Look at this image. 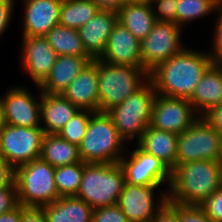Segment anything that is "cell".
I'll return each mask as SVG.
<instances>
[{
  "instance_id": "cell-38",
  "label": "cell",
  "mask_w": 222,
  "mask_h": 222,
  "mask_svg": "<svg viewBox=\"0 0 222 222\" xmlns=\"http://www.w3.org/2000/svg\"><path fill=\"white\" fill-rule=\"evenodd\" d=\"M180 222H211L200 206L180 204Z\"/></svg>"
},
{
  "instance_id": "cell-2",
  "label": "cell",
  "mask_w": 222,
  "mask_h": 222,
  "mask_svg": "<svg viewBox=\"0 0 222 222\" xmlns=\"http://www.w3.org/2000/svg\"><path fill=\"white\" fill-rule=\"evenodd\" d=\"M222 187V161L198 160L171 170L168 201L181 205L202 204Z\"/></svg>"
},
{
  "instance_id": "cell-41",
  "label": "cell",
  "mask_w": 222,
  "mask_h": 222,
  "mask_svg": "<svg viewBox=\"0 0 222 222\" xmlns=\"http://www.w3.org/2000/svg\"><path fill=\"white\" fill-rule=\"evenodd\" d=\"M15 179V169L0 156V188L10 186Z\"/></svg>"
},
{
  "instance_id": "cell-42",
  "label": "cell",
  "mask_w": 222,
  "mask_h": 222,
  "mask_svg": "<svg viewBox=\"0 0 222 222\" xmlns=\"http://www.w3.org/2000/svg\"><path fill=\"white\" fill-rule=\"evenodd\" d=\"M203 117L214 129L222 134V104L212 108Z\"/></svg>"
},
{
  "instance_id": "cell-18",
  "label": "cell",
  "mask_w": 222,
  "mask_h": 222,
  "mask_svg": "<svg viewBox=\"0 0 222 222\" xmlns=\"http://www.w3.org/2000/svg\"><path fill=\"white\" fill-rule=\"evenodd\" d=\"M97 59L90 61L61 95L80 110L99 112Z\"/></svg>"
},
{
  "instance_id": "cell-23",
  "label": "cell",
  "mask_w": 222,
  "mask_h": 222,
  "mask_svg": "<svg viewBox=\"0 0 222 222\" xmlns=\"http://www.w3.org/2000/svg\"><path fill=\"white\" fill-rule=\"evenodd\" d=\"M177 136V134L148 126L135 145L159 158L172 170L177 161Z\"/></svg>"
},
{
  "instance_id": "cell-30",
  "label": "cell",
  "mask_w": 222,
  "mask_h": 222,
  "mask_svg": "<svg viewBox=\"0 0 222 222\" xmlns=\"http://www.w3.org/2000/svg\"><path fill=\"white\" fill-rule=\"evenodd\" d=\"M84 162H77L55 168L54 180L59 195L72 196L79 191Z\"/></svg>"
},
{
  "instance_id": "cell-11",
  "label": "cell",
  "mask_w": 222,
  "mask_h": 222,
  "mask_svg": "<svg viewBox=\"0 0 222 222\" xmlns=\"http://www.w3.org/2000/svg\"><path fill=\"white\" fill-rule=\"evenodd\" d=\"M137 148L126 152L120 159L126 183L132 185H166L168 191L171 182V170L159 158ZM130 152V153H129ZM132 152V153H131ZM129 154V155H128Z\"/></svg>"
},
{
  "instance_id": "cell-3",
  "label": "cell",
  "mask_w": 222,
  "mask_h": 222,
  "mask_svg": "<svg viewBox=\"0 0 222 222\" xmlns=\"http://www.w3.org/2000/svg\"><path fill=\"white\" fill-rule=\"evenodd\" d=\"M107 112H94L82 139L79 156L84 163H119L127 147Z\"/></svg>"
},
{
  "instance_id": "cell-4",
  "label": "cell",
  "mask_w": 222,
  "mask_h": 222,
  "mask_svg": "<svg viewBox=\"0 0 222 222\" xmlns=\"http://www.w3.org/2000/svg\"><path fill=\"white\" fill-rule=\"evenodd\" d=\"M126 183L119 163H84L77 197L93 209L117 204Z\"/></svg>"
},
{
  "instance_id": "cell-24",
  "label": "cell",
  "mask_w": 222,
  "mask_h": 222,
  "mask_svg": "<svg viewBox=\"0 0 222 222\" xmlns=\"http://www.w3.org/2000/svg\"><path fill=\"white\" fill-rule=\"evenodd\" d=\"M42 208L47 222H92L94 210L76 195L62 196Z\"/></svg>"
},
{
  "instance_id": "cell-19",
  "label": "cell",
  "mask_w": 222,
  "mask_h": 222,
  "mask_svg": "<svg viewBox=\"0 0 222 222\" xmlns=\"http://www.w3.org/2000/svg\"><path fill=\"white\" fill-rule=\"evenodd\" d=\"M117 21V12L99 9L89 22L77 30L86 52L93 59L102 56Z\"/></svg>"
},
{
  "instance_id": "cell-37",
  "label": "cell",
  "mask_w": 222,
  "mask_h": 222,
  "mask_svg": "<svg viewBox=\"0 0 222 222\" xmlns=\"http://www.w3.org/2000/svg\"><path fill=\"white\" fill-rule=\"evenodd\" d=\"M150 222H180V204L167 200Z\"/></svg>"
},
{
  "instance_id": "cell-29",
  "label": "cell",
  "mask_w": 222,
  "mask_h": 222,
  "mask_svg": "<svg viewBox=\"0 0 222 222\" xmlns=\"http://www.w3.org/2000/svg\"><path fill=\"white\" fill-rule=\"evenodd\" d=\"M221 6L222 0H177L176 24L185 28L187 23L217 14Z\"/></svg>"
},
{
  "instance_id": "cell-7",
  "label": "cell",
  "mask_w": 222,
  "mask_h": 222,
  "mask_svg": "<svg viewBox=\"0 0 222 222\" xmlns=\"http://www.w3.org/2000/svg\"><path fill=\"white\" fill-rule=\"evenodd\" d=\"M155 96L156 92L153 83L149 79L121 104L107 111L120 137L126 144L133 140L138 141L146 131L150 123Z\"/></svg>"
},
{
  "instance_id": "cell-14",
  "label": "cell",
  "mask_w": 222,
  "mask_h": 222,
  "mask_svg": "<svg viewBox=\"0 0 222 222\" xmlns=\"http://www.w3.org/2000/svg\"><path fill=\"white\" fill-rule=\"evenodd\" d=\"M198 118L189 100L156 94L149 127L179 135Z\"/></svg>"
},
{
  "instance_id": "cell-21",
  "label": "cell",
  "mask_w": 222,
  "mask_h": 222,
  "mask_svg": "<svg viewBox=\"0 0 222 222\" xmlns=\"http://www.w3.org/2000/svg\"><path fill=\"white\" fill-rule=\"evenodd\" d=\"M92 60L91 56L58 55L48 77L39 86L41 92L61 94Z\"/></svg>"
},
{
  "instance_id": "cell-39",
  "label": "cell",
  "mask_w": 222,
  "mask_h": 222,
  "mask_svg": "<svg viewBox=\"0 0 222 222\" xmlns=\"http://www.w3.org/2000/svg\"><path fill=\"white\" fill-rule=\"evenodd\" d=\"M15 0H0V37L4 35L14 16ZM0 38V39H1Z\"/></svg>"
},
{
  "instance_id": "cell-34",
  "label": "cell",
  "mask_w": 222,
  "mask_h": 222,
  "mask_svg": "<svg viewBox=\"0 0 222 222\" xmlns=\"http://www.w3.org/2000/svg\"><path fill=\"white\" fill-rule=\"evenodd\" d=\"M216 15L217 19L215 20V27L213 28V39H211V43H209L211 48L208 50V54L213 63L222 64V6Z\"/></svg>"
},
{
  "instance_id": "cell-20",
  "label": "cell",
  "mask_w": 222,
  "mask_h": 222,
  "mask_svg": "<svg viewBox=\"0 0 222 222\" xmlns=\"http://www.w3.org/2000/svg\"><path fill=\"white\" fill-rule=\"evenodd\" d=\"M188 100L199 117L222 104V64L207 68Z\"/></svg>"
},
{
  "instance_id": "cell-45",
  "label": "cell",
  "mask_w": 222,
  "mask_h": 222,
  "mask_svg": "<svg viewBox=\"0 0 222 222\" xmlns=\"http://www.w3.org/2000/svg\"><path fill=\"white\" fill-rule=\"evenodd\" d=\"M4 122H3V112H2V102H1V98H0V129L3 126Z\"/></svg>"
},
{
  "instance_id": "cell-35",
  "label": "cell",
  "mask_w": 222,
  "mask_h": 222,
  "mask_svg": "<svg viewBox=\"0 0 222 222\" xmlns=\"http://www.w3.org/2000/svg\"><path fill=\"white\" fill-rule=\"evenodd\" d=\"M92 222H129L117 204L93 210Z\"/></svg>"
},
{
  "instance_id": "cell-25",
  "label": "cell",
  "mask_w": 222,
  "mask_h": 222,
  "mask_svg": "<svg viewBox=\"0 0 222 222\" xmlns=\"http://www.w3.org/2000/svg\"><path fill=\"white\" fill-rule=\"evenodd\" d=\"M117 14L118 22L125 26L140 42L157 22L149 1L127 2Z\"/></svg>"
},
{
  "instance_id": "cell-6",
  "label": "cell",
  "mask_w": 222,
  "mask_h": 222,
  "mask_svg": "<svg viewBox=\"0 0 222 222\" xmlns=\"http://www.w3.org/2000/svg\"><path fill=\"white\" fill-rule=\"evenodd\" d=\"M54 174L55 168L40 157L16 167L14 181L19 204L43 207L60 198Z\"/></svg>"
},
{
  "instance_id": "cell-44",
  "label": "cell",
  "mask_w": 222,
  "mask_h": 222,
  "mask_svg": "<svg viewBox=\"0 0 222 222\" xmlns=\"http://www.w3.org/2000/svg\"><path fill=\"white\" fill-rule=\"evenodd\" d=\"M0 222H21V204L8 212L0 214Z\"/></svg>"
},
{
  "instance_id": "cell-15",
  "label": "cell",
  "mask_w": 222,
  "mask_h": 222,
  "mask_svg": "<svg viewBox=\"0 0 222 222\" xmlns=\"http://www.w3.org/2000/svg\"><path fill=\"white\" fill-rule=\"evenodd\" d=\"M20 64L34 86H40L48 77L57 54L45 36H22Z\"/></svg>"
},
{
  "instance_id": "cell-31",
  "label": "cell",
  "mask_w": 222,
  "mask_h": 222,
  "mask_svg": "<svg viewBox=\"0 0 222 222\" xmlns=\"http://www.w3.org/2000/svg\"><path fill=\"white\" fill-rule=\"evenodd\" d=\"M93 113L90 110H79L57 134L64 140L79 146Z\"/></svg>"
},
{
  "instance_id": "cell-27",
  "label": "cell",
  "mask_w": 222,
  "mask_h": 222,
  "mask_svg": "<svg viewBox=\"0 0 222 222\" xmlns=\"http://www.w3.org/2000/svg\"><path fill=\"white\" fill-rule=\"evenodd\" d=\"M45 37L57 55L90 56L76 29L58 24Z\"/></svg>"
},
{
  "instance_id": "cell-5",
  "label": "cell",
  "mask_w": 222,
  "mask_h": 222,
  "mask_svg": "<svg viewBox=\"0 0 222 222\" xmlns=\"http://www.w3.org/2000/svg\"><path fill=\"white\" fill-rule=\"evenodd\" d=\"M99 112H107L140 89L149 73L142 67L113 65L97 59Z\"/></svg>"
},
{
  "instance_id": "cell-36",
  "label": "cell",
  "mask_w": 222,
  "mask_h": 222,
  "mask_svg": "<svg viewBox=\"0 0 222 222\" xmlns=\"http://www.w3.org/2000/svg\"><path fill=\"white\" fill-rule=\"evenodd\" d=\"M19 205L15 181L6 187L0 188V214L8 212Z\"/></svg>"
},
{
  "instance_id": "cell-22",
  "label": "cell",
  "mask_w": 222,
  "mask_h": 222,
  "mask_svg": "<svg viewBox=\"0 0 222 222\" xmlns=\"http://www.w3.org/2000/svg\"><path fill=\"white\" fill-rule=\"evenodd\" d=\"M80 109L61 94L41 93V128L45 134H57Z\"/></svg>"
},
{
  "instance_id": "cell-12",
  "label": "cell",
  "mask_w": 222,
  "mask_h": 222,
  "mask_svg": "<svg viewBox=\"0 0 222 222\" xmlns=\"http://www.w3.org/2000/svg\"><path fill=\"white\" fill-rule=\"evenodd\" d=\"M160 187L163 186H140L125 183L117 205L129 222H150L152 220L168 200L167 191L160 189ZM156 190H159V195L156 194Z\"/></svg>"
},
{
  "instance_id": "cell-9",
  "label": "cell",
  "mask_w": 222,
  "mask_h": 222,
  "mask_svg": "<svg viewBox=\"0 0 222 222\" xmlns=\"http://www.w3.org/2000/svg\"><path fill=\"white\" fill-rule=\"evenodd\" d=\"M185 28L173 22L157 21L149 34L140 42L142 68L150 73L160 63L185 48L182 32Z\"/></svg>"
},
{
  "instance_id": "cell-28",
  "label": "cell",
  "mask_w": 222,
  "mask_h": 222,
  "mask_svg": "<svg viewBox=\"0 0 222 222\" xmlns=\"http://www.w3.org/2000/svg\"><path fill=\"white\" fill-rule=\"evenodd\" d=\"M98 10V6L90 0H62L59 24L78 30L89 22Z\"/></svg>"
},
{
  "instance_id": "cell-17",
  "label": "cell",
  "mask_w": 222,
  "mask_h": 222,
  "mask_svg": "<svg viewBox=\"0 0 222 222\" xmlns=\"http://www.w3.org/2000/svg\"><path fill=\"white\" fill-rule=\"evenodd\" d=\"M99 59L113 65L142 67L140 41L117 21Z\"/></svg>"
},
{
  "instance_id": "cell-8",
  "label": "cell",
  "mask_w": 222,
  "mask_h": 222,
  "mask_svg": "<svg viewBox=\"0 0 222 222\" xmlns=\"http://www.w3.org/2000/svg\"><path fill=\"white\" fill-rule=\"evenodd\" d=\"M176 166L198 160L222 161V134L199 117L177 136Z\"/></svg>"
},
{
  "instance_id": "cell-10",
  "label": "cell",
  "mask_w": 222,
  "mask_h": 222,
  "mask_svg": "<svg viewBox=\"0 0 222 222\" xmlns=\"http://www.w3.org/2000/svg\"><path fill=\"white\" fill-rule=\"evenodd\" d=\"M44 131L3 124L0 129V156L14 169L40 157Z\"/></svg>"
},
{
  "instance_id": "cell-43",
  "label": "cell",
  "mask_w": 222,
  "mask_h": 222,
  "mask_svg": "<svg viewBox=\"0 0 222 222\" xmlns=\"http://www.w3.org/2000/svg\"><path fill=\"white\" fill-rule=\"evenodd\" d=\"M99 9L118 12L126 3V0H90Z\"/></svg>"
},
{
  "instance_id": "cell-26",
  "label": "cell",
  "mask_w": 222,
  "mask_h": 222,
  "mask_svg": "<svg viewBox=\"0 0 222 222\" xmlns=\"http://www.w3.org/2000/svg\"><path fill=\"white\" fill-rule=\"evenodd\" d=\"M40 158L54 168L81 162L79 149L58 134H45L42 142Z\"/></svg>"
},
{
  "instance_id": "cell-46",
  "label": "cell",
  "mask_w": 222,
  "mask_h": 222,
  "mask_svg": "<svg viewBox=\"0 0 222 222\" xmlns=\"http://www.w3.org/2000/svg\"><path fill=\"white\" fill-rule=\"evenodd\" d=\"M127 2H146L148 0H126Z\"/></svg>"
},
{
  "instance_id": "cell-33",
  "label": "cell",
  "mask_w": 222,
  "mask_h": 222,
  "mask_svg": "<svg viewBox=\"0 0 222 222\" xmlns=\"http://www.w3.org/2000/svg\"><path fill=\"white\" fill-rule=\"evenodd\" d=\"M199 206L211 222H222V187L214 191Z\"/></svg>"
},
{
  "instance_id": "cell-13",
  "label": "cell",
  "mask_w": 222,
  "mask_h": 222,
  "mask_svg": "<svg viewBox=\"0 0 222 222\" xmlns=\"http://www.w3.org/2000/svg\"><path fill=\"white\" fill-rule=\"evenodd\" d=\"M38 95L32 94L25 86L9 87L0 95L4 124L20 127H41V90L35 86ZM3 96V97H2Z\"/></svg>"
},
{
  "instance_id": "cell-1",
  "label": "cell",
  "mask_w": 222,
  "mask_h": 222,
  "mask_svg": "<svg viewBox=\"0 0 222 222\" xmlns=\"http://www.w3.org/2000/svg\"><path fill=\"white\" fill-rule=\"evenodd\" d=\"M212 63L206 50L203 52L186 46L152 70L149 79L156 94L188 100Z\"/></svg>"
},
{
  "instance_id": "cell-16",
  "label": "cell",
  "mask_w": 222,
  "mask_h": 222,
  "mask_svg": "<svg viewBox=\"0 0 222 222\" xmlns=\"http://www.w3.org/2000/svg\"><path fill=\"white\" fill-rule=\"evenodd\" d=\"M22 36H45L59 24L62 0H23Z\"/></svg>"
},
{
  "instance_id": "cell-32",
  "label": "cell",
  "mask_w": 222,
  "mask_h": 222,
  "mask_svg": "<svg viewBox=\"0 0 222 222\" xmlns=\"http://www.w3.org/2000/svg\"><path fill=\"white\" fill-rule=\"evenodd\" d=\"M156 21L173 22L176 24L177 0H153L149 1Z\"/></svg>"
},
{
  "instance_id": "cell-40",
  "label": "cell",
  "mask_w": 222,
  "mask_h": 222,
  "mask_svg": "<svg viewBox=\"0 0 222 222\" xmlns=\"http://www.w3.org/2000/svg\"><path fill=\"white\" fill-rule=\"evenodd\" d=\"M21 222H47V220L42 207L21 205Z\"/></svg>"
}]
</instances>
